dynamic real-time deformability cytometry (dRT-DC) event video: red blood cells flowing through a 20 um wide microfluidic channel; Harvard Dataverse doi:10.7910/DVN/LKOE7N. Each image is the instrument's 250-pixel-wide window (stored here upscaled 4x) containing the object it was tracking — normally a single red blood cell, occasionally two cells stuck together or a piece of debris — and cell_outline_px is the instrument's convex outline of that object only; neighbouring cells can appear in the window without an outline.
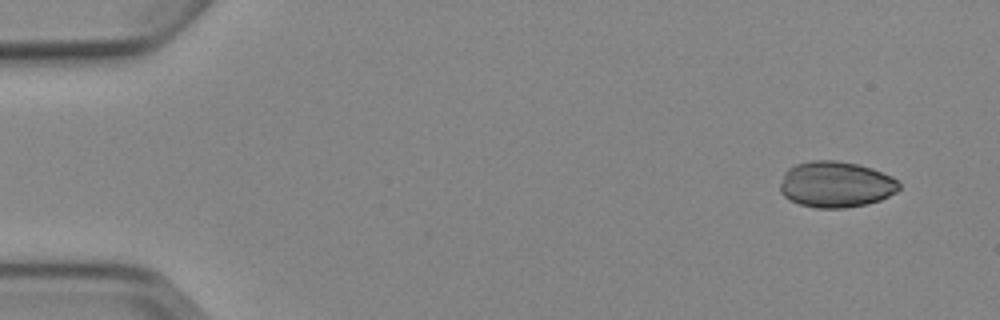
{"species": "Egyptian fruit bat (a non-hibernating species)", "species_latin": "Rousettus aegyptiacus", "temperature_condition": "cold", "stored_images_in_passage": 7, "camera_frame_rate_fps": 3000, "um_per_image_px": 0.085, "animal": {"sex": "female"}, "frame": {"image": 1, "passage_image": 1, "time_ms": 0.0, "image_size_px": [1000, 320], "cell_outline_px": [[900, 188], [896, 192], [880, 200], [868, 204], [844, 208], [816, 208], [800, 204], [784, 196], [780, 192], [780, 184], [784, 172], [788, 168], [796, 164], [812, 160], [836, 160], [856, 164], [872, 168], [892, 176], [900, 184]], "centroid_in_image_um": [71.04, 15.67], "position_along_channel_um": 14.0, "area_um2": 32.02}}
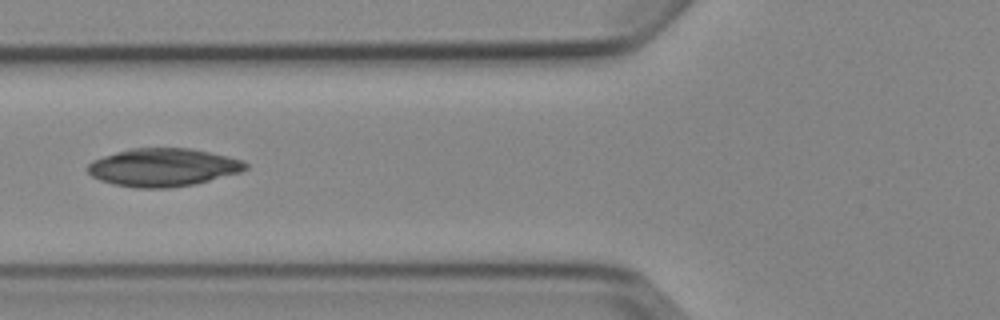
{"frame": {"image": 2, "passage_image": 6, "time_ms": 5.667, "image_size_px": [1000, 320], "cell_outline_px": [[248, 168], [240, 172], [192, 184], [168, 188], [136, 188], [112, 184], [100, 180], [92, 176], [88, 172], [88, 164], [92, 160], [116, 152], [132, 148], [192, 148], [228, 156], [244, 160], [248, 164]], "centroid_in_image_um": [13.86, 14.22], "position_along_channel_um": 111.9, "area_um2": 34.91}}
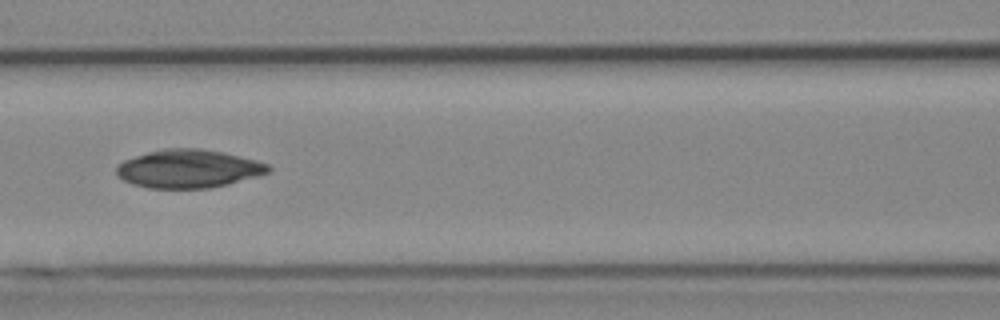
{"frame": {"image": 3, "passage_image": 7, "time_ms": 6.667, "image_size_px": [1000, 320], "cell_outline_px": [[272, 168], [268, 172], [256, 176], [228, 184], [208, 188], [148, 188], [132, 184], [124, 180], [116, 172], [116, 168], [124, 160], [148, 152], [164, 148], [200, 148], [224, 152], [256, 160], [268, 164]], "centroid_in_image_um": [16.03, 14.34], "position_along_channel_um": 150.6, "area_um2": 33.7}}